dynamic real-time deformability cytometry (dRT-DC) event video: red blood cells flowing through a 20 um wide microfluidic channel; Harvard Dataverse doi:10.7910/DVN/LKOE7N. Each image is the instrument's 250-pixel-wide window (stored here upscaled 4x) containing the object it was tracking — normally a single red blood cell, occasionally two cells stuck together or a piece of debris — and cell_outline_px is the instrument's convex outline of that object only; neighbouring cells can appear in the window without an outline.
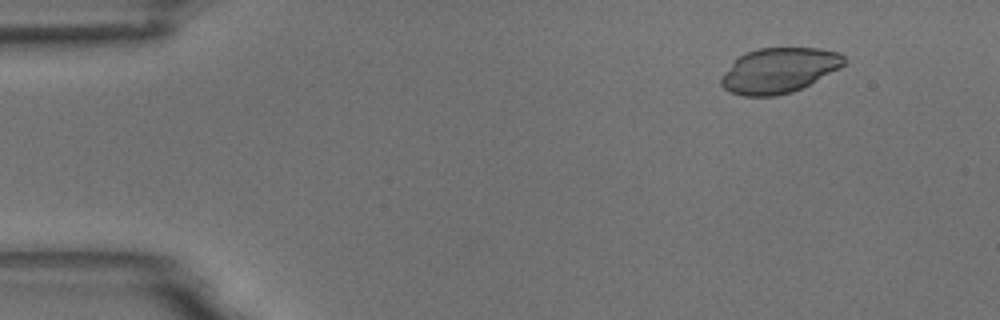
{"species": "common noctule bat (a hibernating species)", "species_latin": "Nyctalus noctula", "temperature_condition": "room temperature", "stored_images_in_passage": 54, "camera_frame_rate_fps": 3000, "um_per_image_px": 0.085, "animal": {"sex": "male", "body_mass_g": 18.8}, "frame": {"image": 1, "passage_image": 6, "time_ms": 1.667, "image_size_px": [1000, 320], "cell_outline_px": [[848, 60], [840, 68], [792, 92], [776, 96], [744, 96], [732, 92], [724, 88], [720, 84], [720, 76], [744, 52], [760, 48], [820, 48], [840, 52]], "centroid_in_image_um": [66.22, 5.97], "position_along_channel_um": 18.8, "area_um2": 32.19}}